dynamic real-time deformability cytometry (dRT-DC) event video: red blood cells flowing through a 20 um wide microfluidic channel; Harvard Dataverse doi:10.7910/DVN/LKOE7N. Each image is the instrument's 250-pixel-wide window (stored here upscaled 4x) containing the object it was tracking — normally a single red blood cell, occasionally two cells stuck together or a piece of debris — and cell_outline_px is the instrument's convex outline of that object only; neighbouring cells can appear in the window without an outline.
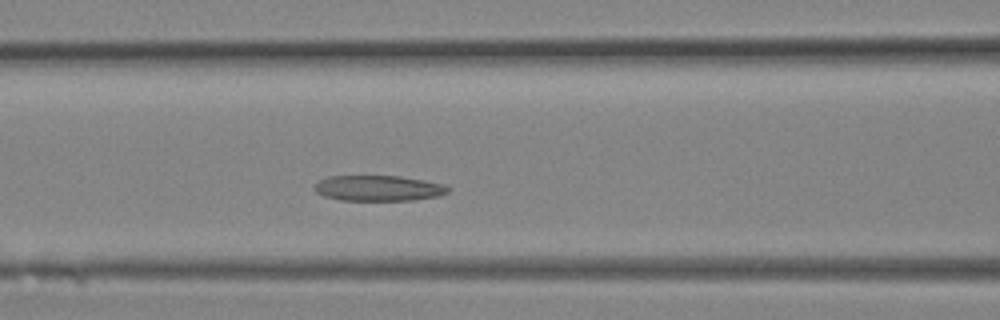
{"species": "Egyptian fruit bat (a non-hibernating species)", "species_latin": "Rousettus aegyptiacus", "temperature_condition": "room temperature", "stored_images_in_passage": 15, "camera_frame_rate_fps": 3000, "um_per_image_px": 0.085, "animal": {"sex": "female"}, "frame": {"image": 1, "passage_image": 8, "time_ms": 2.333, "image_size_px": [1000, 320], "cell_outline_px": [[452, 188], [448, 192], [440, 196], [412, 200], [340, 200], [324, 196], [316, 192], [312, 188], [320, 180], [328, 176], [400, 176], [424, 180], [444, 184]], "centroid_in_image_um": [32.19, 15.99], "position_along_channel_um": 134.4, "area_um2": 20.0}}
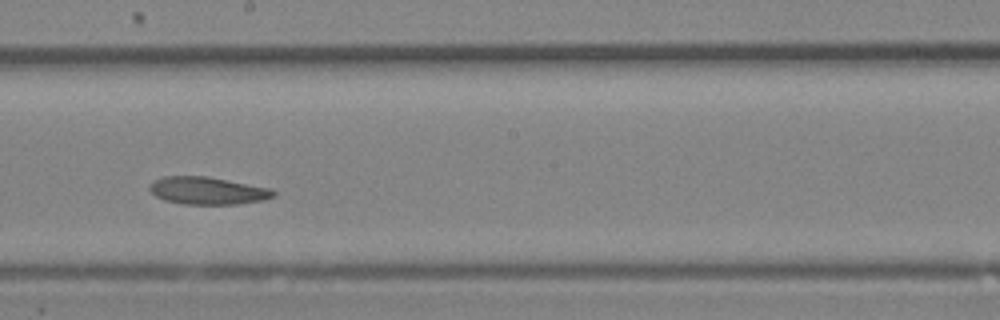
{"frame": {"image": 2, "passage_image": 12, "time_ms": 3.667, "image_size_px": [1000, 320], "cell_outline_px": [[276, 192], [272, 196], [264, 200], [240, 204], [184, 204], [164, 200], [156, 196], [148, 188], [152, 180], [164, 176], [208, 176], [268, 188]], "centroid_in_image_um": [17.59, 16.2], "position_along_channel_um": 230.6, "area_um2": 19.77}}
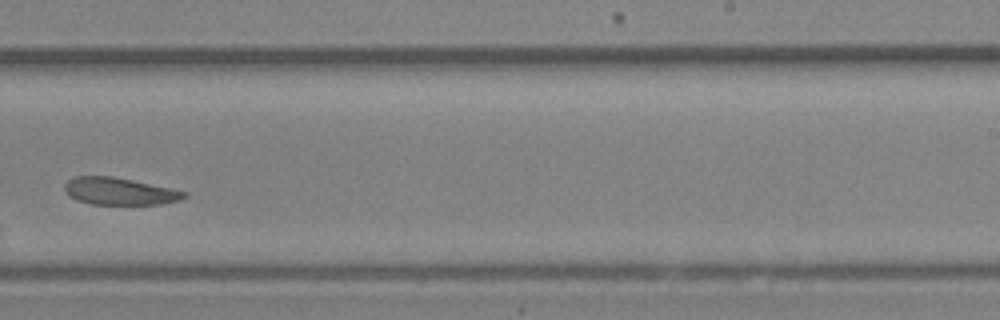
{"frame": {"image": 3, "passage_image": 14, "time_ms": 4.333, "image_size_px": [1000, 320], "cell_outline_px": [[188, 196], [180, 200], [160, 204], [92, 204], [76, 200], [68, 196], [64, 192], [64, 184], [68, 180], [76, 176], [112, 176], [172, 188], [188, 192]], "centroid_in_image_um": [10.15, 16.26], "position_along_channel_um": 278.9, "area_um2": 19.07}}